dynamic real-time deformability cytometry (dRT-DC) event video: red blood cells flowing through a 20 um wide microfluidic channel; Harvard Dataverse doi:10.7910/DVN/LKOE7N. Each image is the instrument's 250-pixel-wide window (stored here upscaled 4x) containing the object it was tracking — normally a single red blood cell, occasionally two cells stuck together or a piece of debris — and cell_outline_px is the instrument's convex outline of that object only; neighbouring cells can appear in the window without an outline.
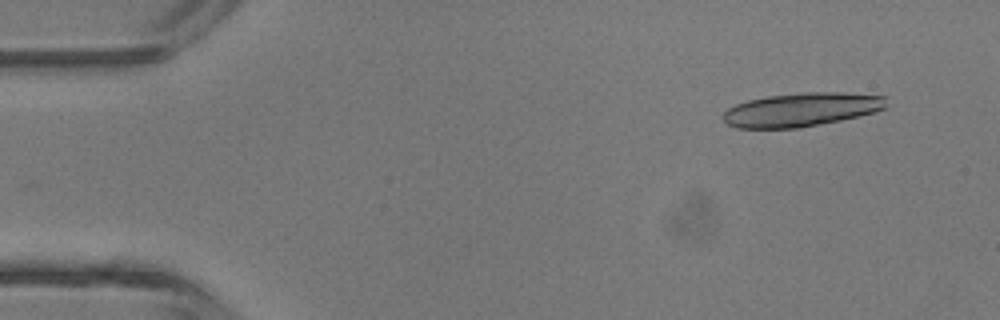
{"species": "common noctule bat (a hibernating species)", "species_latin": "Nyctalus noctula", "temperature_condition": "room temperature", "stored_images_in_passage": 3, "camera_frame_rate_fps": 3000, "um_per_image_px": 0.085, "animal": {"sex": "male", "body_mass_g": 13.3}, "frame": {"image": 1, "passage_image": 1, "time_ms": 0.0, "image_size_px": [1000, 320], "cell_outline_px": [[888, 108], [876, 112], [840, 120], [800, 128], [736, 128], [728, 124], [724, 120], [724, 112], [728, 108], [736, 104], [748, 100], [768, 96], [804, 92], [844, 92], [888, 96]], "centroid_in_image_um": [68.2, 9.31], "position_along_channel_um": 16.8, "area_um2": 32.31}}